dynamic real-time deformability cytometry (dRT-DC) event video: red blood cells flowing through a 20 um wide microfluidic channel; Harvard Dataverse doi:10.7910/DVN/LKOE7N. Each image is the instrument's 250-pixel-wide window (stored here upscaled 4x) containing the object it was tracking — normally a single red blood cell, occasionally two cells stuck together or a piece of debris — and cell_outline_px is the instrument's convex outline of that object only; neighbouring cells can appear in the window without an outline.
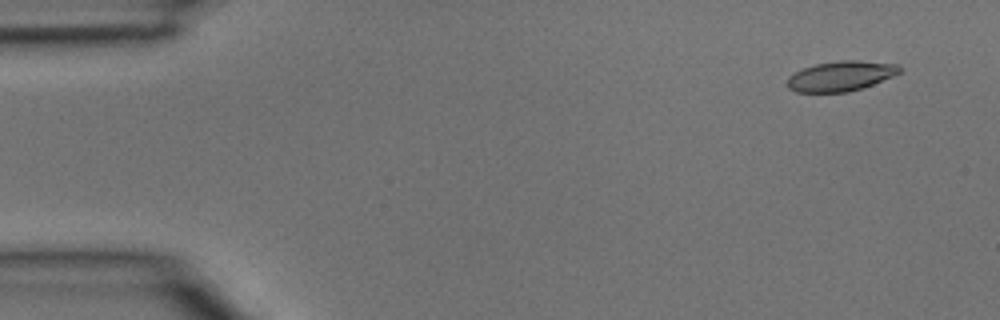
{"species": "common noctule bat (a hibernating species)", "species_latin": "Nyctalus noctula", "temperature_condition": "room temperature", "stored_images_in_passage": 4, "camera_frame_rate_fps": 3000, "um_per_image_px": 0.085, "animal": {"sex": "male", "body_mass_g": 15.6}, "frame": {"image": 1, "passage_image": 1, "time_ms": 0.0, "image_size_px": [1000, 320], "cell_outline_px": [[904, 68], [900, 72], [892, 76], [872, 84], [848, 92], [796, 92], [788, 88], [788, 76], [804, 68], [816, 64], [840, 60], [856, 60], [896, 64]], "centroid_in_image_um": [71.47, 6.46], "position_along_channel_um": 13.5, "area_um2": 19.42}}
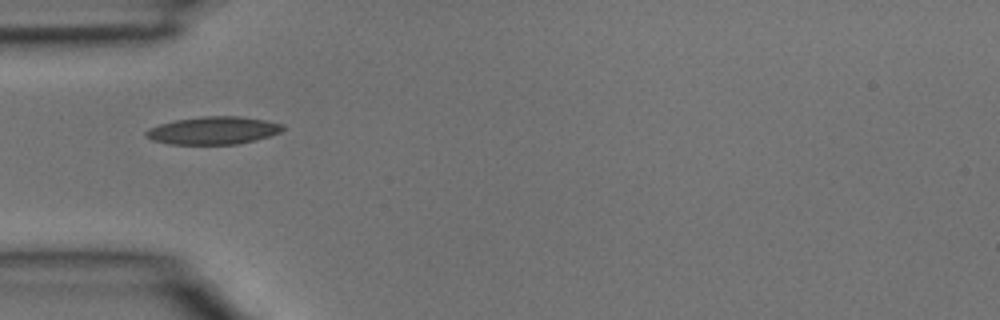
{"frame": {"image": 2, "passage_image": 4, "time_ms": 1.0, "image_size_px": [1000, 320], "cell_outline_px": [[284, 128], [280, 132], [256, 140], [236, 144], [168, 144], [152, 140], [144, 136], [144, 132], [148, 128], [160, 124], [176, 120], [204, 116], [240, 116], [264, 120], [284, 124]], "centroid_in_image_um": [18.1, 11.09], "position_along_channel_um": 66.9, "area_um2": 22.08}}